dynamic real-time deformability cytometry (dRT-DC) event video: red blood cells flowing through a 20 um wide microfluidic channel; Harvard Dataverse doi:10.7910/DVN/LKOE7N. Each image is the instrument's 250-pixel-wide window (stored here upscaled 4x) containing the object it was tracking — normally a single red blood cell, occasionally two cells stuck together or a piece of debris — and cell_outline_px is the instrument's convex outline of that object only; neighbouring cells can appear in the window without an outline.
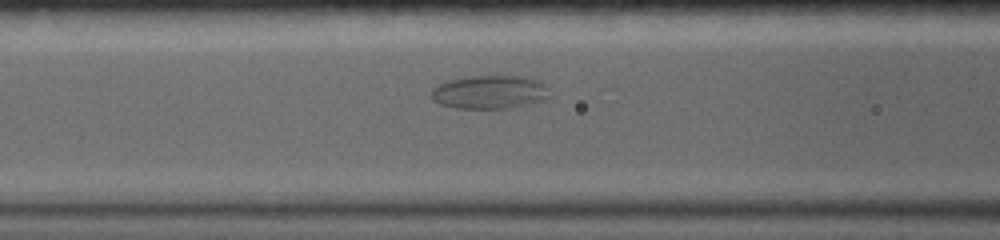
{"species": "common noctule bat (a hibernating species)", "species_latin": "Nyctalus noctula", "temperature_condition": "warm", "stored_images_in_passage": 42, "camera_frame_rate_fps": 5000, "um_per_image_px": 0.085, "animal": {"sex": "female", "body_mass_g": 19.0, "forearm_length_mm": 56.7}, "frame": {"image": 1, "passage_image": 15, "time_ms": 5.8, "image_size_px": [1000, 240], "cell_outline_px": [[548, 96], [544, 100], [512, 108], [456, 108], [440, 104], [432, 100], [432, 88], [436, 84], [452, 80], [472, 76], [524, 76], [536, 80], [544, 84], [548, 88]], "centroid_in_image_um": [41.61, 7.83], "position_along_channel_um": 125.0, "area_um2": 22.95}}
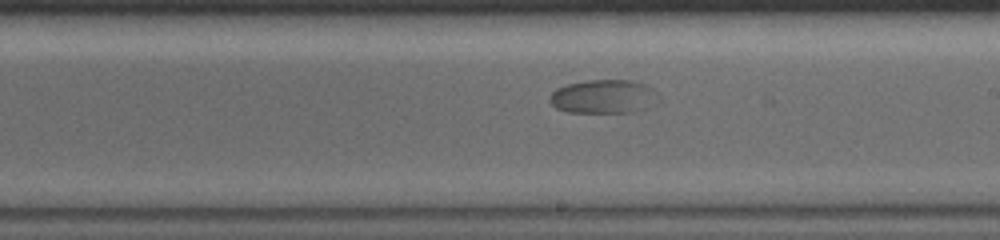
{"frame": {"image": 2, "passage_image": 24, "time_ms": 9.2, "image_size_px": [1000, 240], "cell_outline_px": [[660, 100], [644, 108], [632, 112], [568, 112], [556, 108], [548, 100], [548, 96], [556, 88], [568, 84], [584, 80], [632, 80], [644, 84], [652, 88], [660, 96]], "centroid_in_image_um": [51.29, 8.2], "position_along_channel_um": 237.7, "area_um2": 21.5}}
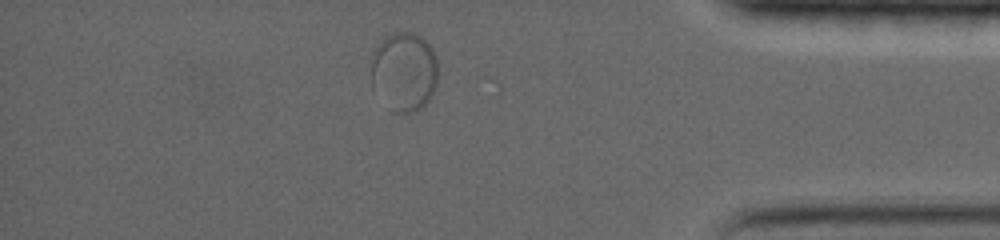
{"frame": {"image": 3, "passage_image": 38, "time_ms": 15.0, "image_size_px": [1000, 240], "cell_outline_px": [[436, 84], [432, 96], [416, 112], [392, 112], [372, 88], [372, 52], [384, 36], [392, 32], [412, 32], [420, 36], [432, 48], [436, 56]], "centroid_in_image_um": [34.33, 6.08], "position_along_channel_um": 400.9, "area_um2": 30.98}}